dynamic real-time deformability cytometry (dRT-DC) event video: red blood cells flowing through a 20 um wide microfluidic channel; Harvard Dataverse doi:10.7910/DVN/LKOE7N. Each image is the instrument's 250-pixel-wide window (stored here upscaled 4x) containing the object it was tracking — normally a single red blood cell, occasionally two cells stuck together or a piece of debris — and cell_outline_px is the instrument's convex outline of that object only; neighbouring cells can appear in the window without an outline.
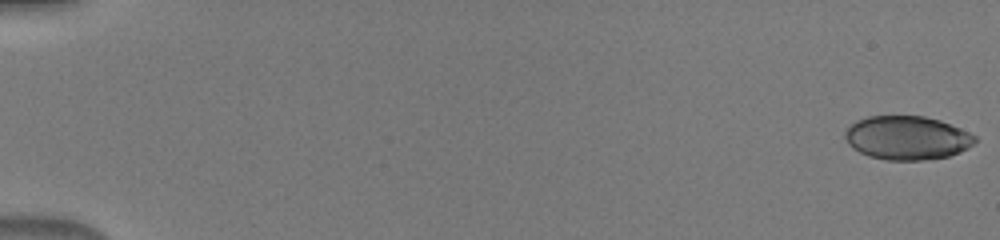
{"species": "human", "species_latin": "Homo sapiens", "temperature_condition": "warm", "stored_images_in_passage": 50, "camera_frame_rate_fps": 3000, "um_per_image_px": 0.085, "donor": {"sex": "male"}, "frame": {"image": 1, "passage_image": 1, "time_ms": 0.0, "image_size_px": [1000, 240], "cell_outline_px": [[976, 140], [968, 148], [960, 152], [948, 156], [920, 160], [884, 160], [868, 156], [852, 148], [848, 144], [844, 136], [844, 132], [856, 120], [868, 116], [924, 116], [940, 120], [960, 128], [976, 136]], "centroid_in_image_um": [77.07, 11.71], "position_along_channel_um": 7.9, "area_um2": 33.12}}
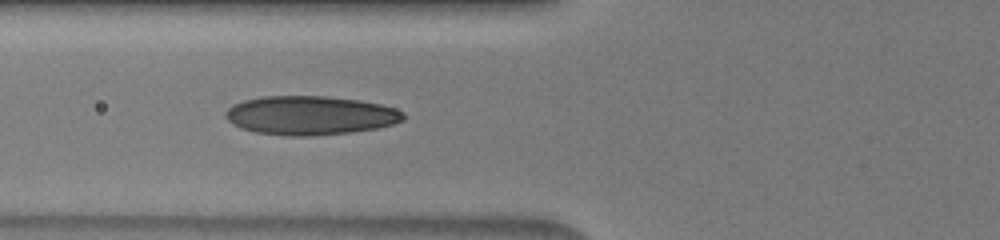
{"frame": {"image": 2, "passage_image": 21, "time_ms": 6.667, "image_size_px": [1000, 240], "cell_outline_px": [[404, 120], [392, 124], [376, 128], [348, 132], [312, 136], [292, 136], [256, 132], [240, 128], [232, 124], [224, 116], [224, 112], [232, 104], [244, 100], [264, 96], [324, 96], [356, 100], [380, 104], [396, 108], [404, 112]], "centroid_in_image_um": [26.33, 9.8], "position_along_channel_um": 99.5, "area_um2": 40.23}}
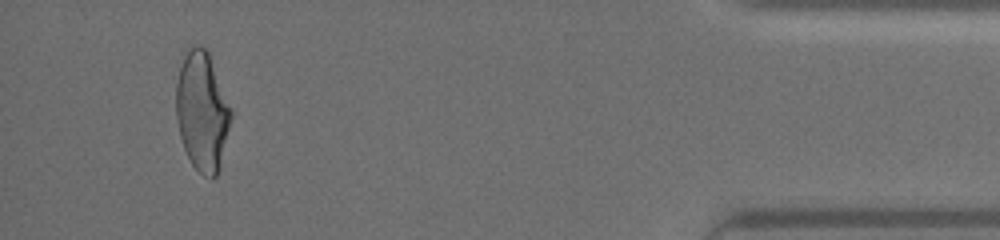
{"frame": {"image": 3, "passage_image": 48, "time_ms": 15.667, "image_size_px": [1000, 240], "cell_outline_px": [[232, 116], [216, 176], [212, 180], [204, 176], [192, 164], [184, 148], [180, 136], [176, 120], [176, 84], [180, 68], [184, 56], [188, 48], [192, 44], [196, 44], [204, 48], [208, 52], [232, 112]], "centroid_in_image_um": [17.15, 9.45], "position_along_channel_um": 418.0, "area_um2": 37.45}}